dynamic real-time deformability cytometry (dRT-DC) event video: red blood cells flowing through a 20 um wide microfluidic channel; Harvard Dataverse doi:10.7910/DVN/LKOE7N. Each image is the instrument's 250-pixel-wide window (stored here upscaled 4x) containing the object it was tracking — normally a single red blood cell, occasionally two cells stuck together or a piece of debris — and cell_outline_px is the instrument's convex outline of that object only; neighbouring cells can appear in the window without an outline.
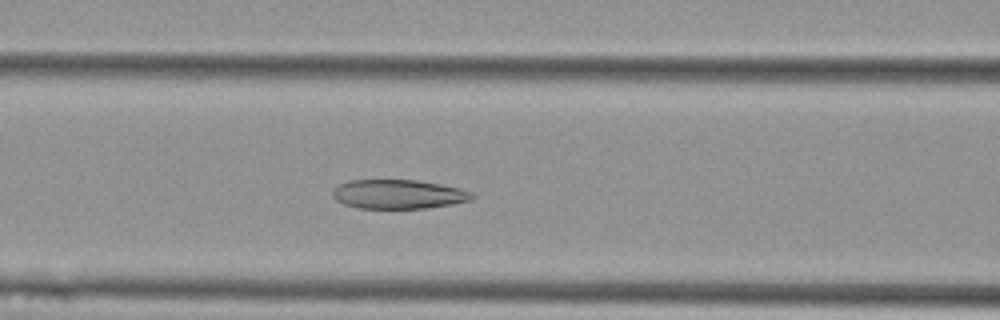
{"species": "Egyptian fruit bat (a non-hibernating species)", "species_latin": "Rousettus aegyptiacus", "temperature_condition": "cold", "stored_images_in_passage": 49, "camera_frame_rate_fps": 3000, "um_per_image_px": 0.085, "animal": {"sex": "female"}, "frame": {"image": 1, "passage_image": 17, "time_ms": 5.333, "image_size_px": [1000, 320], "cell_outline_px": [[476, 196], [472, 200], [452, 204], [428, 208], [356, 208], [344, 204], [336, 200], [332, 196], [332, 188], [348, 180], [416, 180], [440, 184], [460, 188], [472, 192]], "centroid_in_image_um": [33.86, 16.51], "position_along_channel_um": 132.7, "area_um2": 23.87}}
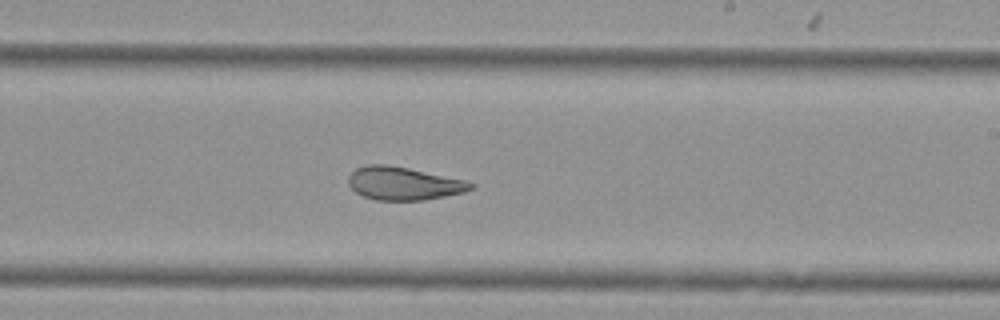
{"frame": {"image": 2, "passage_image": 27, "time_ms": 8.667, "image_size_px": [1000, 320], "cell_outline_px": [[476, 188], [464, 192], [424, 200], [376, 200], [364, 196], [356, 192], [348, 184], [348, 176], [356, 168], [364, 164], [388, 164], [408, 168], [464, 180], [476, 184]], "centroid_in_image_um": [34.3, 15.59], "position_along_channel_um": 254.7, "area_um2": 23.58}}
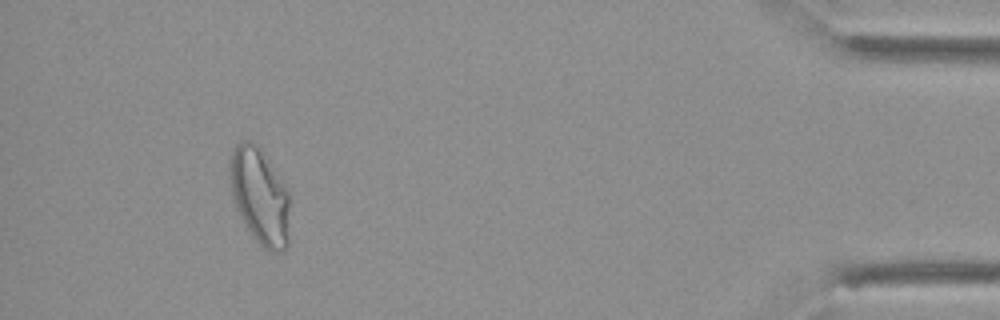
{"frame": {"image": 3, "passage_image": 45, "time_ms": 14.667, "image_size_px": [1000, 320], "cell_outline_px": [[288, 244], [284, 252], [272, 252], [264, 248], [252, 236], [240, 216], [232, 196], [228, 180], [228, 164], [232, 148], [240, 140], [248, 140], [256, 144], [260, 148], [288, 192]], "centroid_in_image_um": [22.03, 16.66], "position_along_channel_um": 413.2, "area_um2": 33.64}, "authors_computed_cell_mechanics": {"area_um2": 28.0908, "velocity_mm_per_s": 3.6723, "shape_relaxation_time_tau1_ms": 9.3842, "shape_relaxation_time_tau2_ms": 1.8256, "deformation_change_tau1": 0.2111, "deformation_change_tau2": 0.0817}}